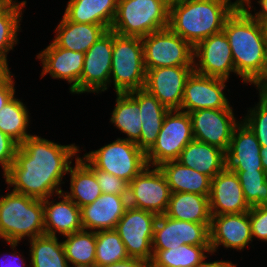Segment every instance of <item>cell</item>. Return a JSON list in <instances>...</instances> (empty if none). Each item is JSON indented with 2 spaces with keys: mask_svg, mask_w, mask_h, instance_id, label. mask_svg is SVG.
<instances>
[{
  "mask_svg": "<svg viewBox=\"0 0 267 267\" xmlns=\"http://www.w3.org/2000/svg\"><path fill=\"white\" fill-rule=\"evenodd\" d=\"M208 198L211 215L242 213L251 209L237 174L226 167L211 179Z\"/></svg>",
  "mask_w": 267,
  "mask_h": 267,
  "instance_id": "20",
  "label": "cell"
},
{
  "mask_svg": "<svg viewBox=\"0 0 267 267\" xmlns=\"http://www.w3.org/2000/svg\"><path fill=\"white\" fill-rule=\"evenodd\" d=\"M5 255H8V256H5L8 258L5 259L6 261L3 260L4 258L0 259L1 260L0 267H25L27 265L26 262L24 261V257H22V254H19V252L17 251H14L12 253L10 252V254L6 253ZM26 267H30V263H28Z\"/></svg>",
  "mask_w": 267,
  "mask_h": 267,
  "instance_id": "44",
  "label": "cell"
},
{
  "mask_svg": "<svg viewBox=\"0 0 267 267\" xmlns=\"http://www.w3.org/2000/svg\"><path fill=\"white\" fill-rule=\"evenodd\" d=\"M54 31L52 40L58 47L85 53L108 30L103 25L75 23L62 16Z\"/></svg>",
  "mask_w": 267,
  "mask_h": 267,
  "instance_id": "26",
  "label": "cell"
},
{
  "mask_svg": "<svg viewBox=\"0 0 267 267\" xmlns=\"http://www.w3.org/2000/svg\"><path fill=\"white\" fill-rule=\"evenodd\" d=\"M158 167L164 174L171 193L188 192L209 197L211 187L209 176L184 166L177 160L166 161Z\"/></svg>",
  "mask_w": 267,
  "mask_h": 267,
  "instance_id": "28",
  "label": "cell"
},
{
  "mask_svg": "<svg viewBox=\"0 0 267 267\" xmlns=\"http://www.w3.org/2000/svg\"><path fill=\"white\" fill-rule=\"evenodd\" d=\"M97 169L130 183L146 166V154L136 143L116 138L101 148L83 154Z\"/></svg>",
  "mask_w": 267,
  "mask_h": 267,
  "instance_id": "7",
  "label": "cell"
},
{
  "mask_svg": "<svg viewBox=\"0 0 267 267\" xmlns=\"http://www.w3.org/2000/svg\"><path fill=\"white\" fill-rule=\"evenodd\" d=\"M237 174L246 202L250 207L267 205V172L233 171Z\"/></svg>",
  "mask_w": 267,
  "mask_h": 267,
  "instance_id": "38",
  "label": "cell"
},
{
  "mask_svg": "<svg viewBox=\"0 0 267 267\" xmlns=\"http://www.w3.org/2000/svg\"><path fill=\"white\" fill-rule=\"evenodd\" d=\"M137 104L142 121L141 136L136 145L146 154L156 143L165 115L169 109L146 89L127 93Z\"/></svg>",
  "mask_w": 267,
  "mask_h": 267,
  "instance_id": "24",
  "label": "cell"
},
{
  "mask_svg": "<svg viewBox=\"0 0 267 267\" xmlns=\"http://www.w3.org/2000/svg\"><path fill=\"white\" fill-rule=\"evenodd\" d=\"M252 241L249 211L212 215L209 227L211 255L216 253L221 245L226 249L244 251Z\"/></svg>",
  "mask_w": 267,
  "mask_h": 267,
  "instance_id": "19",
  "label": "cell"
},
{
  "mask_svg": "<svg viewBox=\"0 0 267 267\" xmlns=\"http://www.w3.org/2000/svg\"><path fill=\"white\" fill-rule=\"evenodd\" d=\"M26 0H11L0 11V67L9 70L7 54L18 44V32L21 30L22 15Z\"/></svg>",
  "mask_w": 267,
  "mask_h": 267,
  "instance_id": "31",
  "label": "cell"
},
{
  "mask_svg": "<svg viewBox=\"0 0 267 267\" xmlns=\"http://www.w3.org/2000/svg\"><path fill=\"white\" fill-rule=\"evenodd\" d=\"M210 245L209 228L183 220L158 215L152 239V249L168 250L180 245Z\"/></svg>",
  "mask_w": 267,
  "mask_h": 267,
  "instance_id": "17",
  "label": "cell"
},
{
  "mask_svg": "<svg viewBox=\"0 0 267 267\" xmlns=\"http://www.w3.org/2000/svg\"><path fill=\"white\" fill-rule=\"evenodd\" d=\"M233 110L230 104L225 109H200L190 112L194 139L226 153L233 131L241 122L236 119Z\"/></svg>",
  "mask_w": 267,
  "mask_h": 267,
  "instance_id": "12",
  "label": "cell"
},
{
  "mask_svg": "<svg viewBox=\"0 0 267 267\" xmlns=\"http://www.w3.org/2000/svg\"><path fill=\"white\" fill-rule=\"evenodd\" d=\"M235 64L236 76L243 84L259 86L267 78V35L264 23L244 7H237L223 27Z\"/></svg>",
  "mask_w": 267,
  "mask_h": 267,
  "instance_id": "2",
  "label": "cell"
},
{
  "mask_svg": "<svg viewBox=\"0 0 267 267\" xmlns=\"http://www.w3.org/2000/svg\"><path fill=\"white\" fill-rule=\"evenodd\" d=\"M59 202L50 200L52 196L43 200L45 235L57 237L72 234L83 229L81 211L64 192L56 194Z\"/></svg>",
  "mask_w": 267,
  "mask_h": 267,
  "instance_id": "23",
  "label": "cell"
},
{
  "mask_svg": "<svg viewBox=\"0 0 267 267\" xmlns=\"http://www.w3.org/2000/svg\"><path fill=\"white\" fill-rule=\"evenodd\" d=\"M194 139L189 113L181 110H169L165 115L156 143L146 153L148 166L177 160L181 151Z\"/></svg>",
  "mask_w": 267,
  "mask_h": 267,
  "instance_id": "8",
  "label": "cell"
},
{
  "mask_svg": "<svg viewBox=\"0 0 267 267\" xmlns=\"http://www.w3.org/2000/svg\"><path fill=\"white\" fill-rule=\"evenodd\" d=\"M252 1L250 0L244 8L259 22L264 23L267 20V0H258L257 3L261 7L258 12L254 11L255 13L252 12V8L256 10L255 7H252Z\"/></svg>",
  "mask_w": 267,
  "mask_h": 267,
  "instance_id": "45",
  "label": "cell"
},
{
  "mask_svg": "<svg viewBox=\"0 0 267 267\" xmlns=\"http://www.w3.org/2000/svg\"><path fill=\"white\" fill-rule=\"evenodd\" d=\"M169 3L175 2V1H179V0H168Z\"/></svg>",
  "mask_w": 267,
  "mask_h": 267,
  "instance_id": "54",
  "label": "cell"
},
{
  "mask_svg": "<svg viewBox=\"0 0 267 267\" xmlns=\"http://www.w3.org/2000/svg\"><path fill=\"white\" fill-rule=\"evenodd\" d=\"M232 1V0H231ZM250 0H236L233 1L238 7H244Z\"/></svg>",
  "mask_w": 267,
  "mask_h": 267,
  "instance_id": "49",
  "label": "cell"
},
{
  "mask_svg": "<svg viewBox=\"0 0 267 267\" xmlns=\"http://www.w3.org/2000/svg\"><path fill=\"white\" fill-rule=\"evenodd\" d=\"M118 0H69L63 16L75 23L103 25L110 30Z\"/></svg>",
  "mask_w": 267,
  "mask_h": 267,
  "instance_id": "27",
  "label": "cell"
},
{
  "mask_svg": "<svg viewBox=\"0 0 267 267\" xmlns=\"http://www.w3.org/2000/svg\"><path fill=\"white\" fill-rule=\"evenodd\" d=\"M146 72L142 39L122 36L113 31L110 87L114 85L115 93L143 89Z\"/></svg>",
  "mask_w": 267,
  "mask_h": 267,
  "instance_id": "6",
  "label": "cell"
},
{
  "mask_svg": "<svg viewBox=\"0 0 267 267\" xmlns=\"http://www.w3.org/2000/svg\"><path fill=\"white\" fill-rule=\"evenodd\" d=\"M9 70H3L0 73V110L15 96L14 75Z\"/></svg>",
  "mask_w": 267,
  "mask_h": 267,
  "instance_id": "43",
  "label": "cell"
},
{
  "mask_svg": "<svg viewBox=\"0 0 267 267\" xmlns=\"http://www.w3.org/2000/svg\"><path fill=\"white\" fill-rule=\"evenodd\" d=\"M152 250L149 267H198L211 253L210 245L184 244L168 250Z\"/></svg>",
  "mask_w": 267,
  "mask_h": 267,
  "instance_id": "32",
  "label": "cell"
},
{
  "mask_svg": "<svg viewBox=\"0 0 267 267\" xmlns=\"http://www.w3.org/2000/svg\"><path fill=\"white\" fill-rule=\"evenodd\" d=\"M259 92V102L241 120L255 134L260 146H267V97Z\"/></svg>",
  "mask_w": 267,
  "mask_h": 267,
  "instance_id": "39",
  "label": "cell"
},
{
  "mask_svg": "<svg viewBox=\"0 0 267 267\" xmlns=\"http://www.w3.org/2000/svg\"><path fill=\"white\" fill-rule=\"evenodd\" d=\"M81 159L94 171L102 193L128 197L129 183L117 176L97 169L84 155Z\"/></svg>",
  "mask_w": 267,
  "mask_h": 267,
  "instance_id": "40",
  "label": "cell"
},
{
  "mask_svg": "<svg viewBox=\"0 0 267 267\" xmlns=\"http://www.w3.org/2000/svg\"><path fill=\"white\" fill-rule=\"evenodd\" d=\"M58 237L42 235L28 240L30 267H69L62 241Z\"/></svg>",
  "mask_w": 267,
  "mask_h": 267,
  "instance_id": "35",
  "label": "cell"
},
{
  "mask_svg": "<svg viewBox=\"0 0 267 267\" xmlns=\"http://www.w3.org/2000/svg\"><path fill=\"white\" fill-rule=\"evenodd\" d=\"M11 0H0V11L10 2Z\"/></svg>",
  "mask_w": 267,
  "mask_h": 267,
  "instance_id": "51",
  "label": "cell"
},
{
  "mask_svg": "<svg viewBox=\"0 0 267 267\" xmlns=\"http://www.w3.org/2000/svg\"><path fill=\"white\" fill-rule=\"evenodd\" d=\"M265 30H266V35H267V20L264 22Z\"/></svg>",
  "mask_w": 267,
  "mask_h": 267,
  "instance_id": "52",
  "label": "cell"
},
{
  "mask_svg": "<svg viewBox=\"0 0 267 267\" xmlns=\"http://www.w3.org/2000/svg\"><path fill=\"white\" fill-rule=\"evenodd\" d=\"M113 31L108 30L86 52L80 77V94L101 93L110 86Z\"/></svg>",
  "mask_w": 267,
  "mask_h": 267,
  "instance_id": "13",
  "label": "cell"
},
{
  "mask_svg": "<svg viewBox=\"0 0 267 267\" xmlns=\"http://www.w3.org/2000/svg\"><path fill=\"white\" fill-rule=\"evenodd\" d=\"M70 192L63 191L79 208L93 203L101 194L94 171L79 156L68 171Z\"/></svg>",
  "mask_w": 267,
  "mask_h": 267,
  "instance_id": "30",
  "label": "cell"
},
{
  "mask_svg": "<svg viewBox=\"0 0 267 267\" xmlns=\"http://www.w3.org/2000/svg\"><path fill=\"white\" fill-rule=\"evenodd\" d=\"M158 215L128 206L117 223L118 232L131 258H139L150 263L153 257L152 239Z\"/></svg>",
  "mask_w": 267,
  "mask_h": 267,
  "instance_id": "10",
  "label": "cell"
},
{
  "mask_svg": "<svg viewBox=\"0 0 267 267\" xmlns=\"http://www.w3.org/2000/svg\"><path fill=\"white\" fill-rule=\"evenodd\" d=\"M63 237L69 266H95L96 232L82 229Z\"/></svg>",
  "mask_w": 267,
  "mask_h": 267,
  "instance_id": "36",
  "label": "cell"
},
{
  "mask_svg": "<svg viewBox=\"0 0 267 267\" xmlns=\"http://www.w3.org/2000/svg\"><path fill=\"white\" fill-rule=\"evenodd\" d=\"M146 70L170 66H193L194 48L169 27L142 37Z\"/></svg>",
  "mask_w": 267,
  "mask_h": 267,
  "instance_id": "9",
  "label": "cell"
},
{
  "mask_svg": "<svg viewBox=\"0 0 267 267\" xmlns=\"http://www.w3.org/2000/svg\"><path fill=\"white\" fill-rule=\"evenodd\" d=\"M193 68L199 74L226 80L230 73L236 74L229 40L224 31L205 38L194 47Z\"/></svg>",
  "mask_w": 267,
  "mask_h": 267,
  "instance_id": "14",
  "label": "cell"
},
{
  "mask_svg": "<svg viewBox=\"0 0 267 267\" xmlns=\"http://www.w3.org/2000/svg\"><path fill=\"white\" fill-rule=\"evenodd\" d=\"M177 161L211 179L226 167V156L223 150L195 139L181 151Z\"/></svg>",
  "mask_w": 267,
  "mask_h": 267,
  "instance_id": "25",
  "label": "cell"
},
{
  "mask_svg": "<svg viewBox=\"0 0 267 267\" xmlns=\"http://www.w3.org/2000/svg\"><path fill=\"white\" fill-rule=\"evenodd\" d=\"M165 215L172 219L205 224L209 228L212 217L209 198L188 192L171 193Z\"/></svg>",
  "mask_w": 267,
  "mask_h": 267,
  "instance_id": "29",
  "label": "cell"
},
{
  "mask_svg": "<svg viewBox=\"0 0 267 267\" xmlns=\"http://www.w3.org/2000/svg\"><path fill=\"white\" fill-rule=\"evenodd\" d=\"M228 80L210 77L193 71L185 84L180 110L225 109L230 103L225 95Z\"/></svg>",
  "mask_w": 267,
  "mask_h": 267,
  "instance_id": "15",
  "label": "cell"
},
{
  "mask_svg": "<svg viewBox=\"0 0 267 267\" xmlns=\"http://www.w3.org/2000/svg\"><path fill=\"white\" fill-rule=\"evenodd\" d=\"M18 144L0 130V167L3 174L14 162Z\"/></svg>",
  "mask_w": 267,
  "mask_h": 267,
  "instance_id": "42",
  "label": "cell"
},
{
  "mask_svg": "<svg viewBox=\"0 0 267 267\" xmlns=\"http://www.w3.org/2000/svg\"><path fill=\"white\" fill-rule=\"evenodd\" d=\"M42 235H45L43 200L13 191L0 195V239L12 251L23 238L31 240Z\"/></svg>",
  "mask_w": 267,
  "mask_h": 267,
  "instance_id": "4",
  "label": "cell"
},
{
  "mask_svg": "<svg viewBox=\"0 0 267 267\" xmlns=\"http://www.w3.org/2000/svg\"><path fill=\"white\" fill-rule=\"evenodd\" d=\"M116 104L111 113L110 122L122 133L126 134L124 139L136 143L141 136L142 121L140 110L136 102L127 93H116Z\"/></svg>",
  "mask_w": 267,
  "mask_h": 267,
  "instance_id": "33",
  "label": "cell"
},
{
  "mask_svg": "<svg viewBox=\"0 0 267 267\" xmlns=\"http://www.w3.org/2000/svg\"><path fill=\"white\" fill-rule=\"evenodd\" d=\"M260 92H267V78L257 89Z\"/></svg>",
  "mask_w": 267,
  "mask_h": 267,
  "instance_id": "50",
  "label": "cell"
},
{
  "mask_svg": "<svg viewBox=\"0 0 267 267\" xmlns=\"http://www.w3.org/2000/svg\"><path fill=\"white\" fill-rule=\"evenodd\" d=\"M69 267H96V266H69Z\"/></svg>",
  "mask_w": 267,
  "mask_h": 267,
  "instance_id": "53",
  "label": "cell"
},
{
  "mask_svg": "<svg viewBox=\"0 0 267 267\" xmlns=\"http://www.w3.org/2000/svg\"><path fill=\"white\" fill-rule=\"evenodd\" d=\"M261 163L263 165V170L267 172V146H261L260 149Z\"/></svg>",
  "mask_w": 267,
  "mask_h": 267,
  "instance_id": "48",
  "label": "cell"
},
{
  "mask_svg": "<svg viewBox=\"0 0 267 267\" xmlns=\"http://www.w3.org/2000/svg\"><path fill=\"white\" fill-rule=\"evenodd\" d=\"M238 6L231 0H179L169 4V28L193 48L223 31L226 19Z\"/></svg>",
  "mask_w": 267,
  "mask_h": 267,
  "instance_id": "3",
  "label": "cell"
},
{
  "mask_svg": "<svg viewBox=\"0 0 267 267\" xmlns=\"http://www.w3.org/2000/svg\"><path fill=\"white\" fill-rule=\"evenodd\" d=\"M128 206V197L102 193L93 203L80 208L83 229H115Z\"/></svg>",
  "mask_w": 267,
  "mask_h": 267,
  "instance_id": "22",
  "label": "cell"
},
{
  "mask_svg": "<svg viewBox=\"0 0 267 267\" xmlns=\"http://www.w3.org/2000/svg\"><path fill=\"white\" fill-rule=\"evenodd\" d=\"M252 239L267 242V205L251 207L249 210Z\"/></svg>",
  "mask_w": 267,
  "mask_h": 267,
  "instance_id": "41",
  "label": "cell"
},
{
  "mask_svg": "<svg viewBox=\"0 0 267 267\" xmlns=\"http://www.w3.org/2000/svg\"><path fill=\"white\" fill-rule=\"evenodd\" d=\"M144 89L169 110H180L185 84L193 66H170L146 70Z\"/></svg>",
  "mask_w": 267,
  "mask_h": 267,
  "instance_id": "16",
  "label": "cell"
},
{
  "mask_svg": "<svg viewBox=\"0 0 267 267\" xmlns=\"http://www.w3.org/2000/svg\"><path fill=\"white\" fill-rule=\"evenodd\" d=\"M75 143L61 145L36 134L18 146L14 162L3 174L7 189L38 200L63 192V178L79 156Z\"/></svg>",
  "mask_w": 267,
  "mask_h": 267,
  "instance_id": "1",
  "label": "cell"
},
{
  "mask_svg": "<svg viewBox=\"0 0 267 267\" xmlns=\"http://www.w3.org/2000/svg\"><path fill=\"white\" fill-rule=\"evenodd\" d=\"M198 267H237V264H233V262L229 260H216L212 262H207V260L205 259V261Z\"/></svg>",
  "mask_w": 267,
  "mask_h": 267,
  "instance_id": "47",
  "label": "cell"
},
{
  "mask_svg": "<svg viewBox=\"0 0 267 267\" xmlns=\"http://www.w3.org/2000/svg\"><path fill=\"white\" fill-rule=\"evenodd\" d=\"M85 53L58 47L53 41L40 53L41 79L50 74L53 79L65 80L70 84L71 94H80V77L83 71Z\"/></svg>",
  "mask_w": 267,
  "mask_h": 267,
  "instance_id": "18",
  "label": "cell"
},
{
  "mask_svg": "<svg viewBox=\"0 0 267 267\" xmlns=\"http://www.w3.org/2000/svg\"><path fill=\"white\" fill-rule=\"evenodd\" d=\"M30 115L26 105L14 96L0 110V130L21 145L32 136L27 130L30 126ZM28 132V133H27Z\"/></svg>",
  "mask_w": 267,
  "mask_h": 267,
  "instance_id": "34",
  "label": "cell"
},
{
  "mask_svg": "<svg viewBox=\"0 0 267 267\" xmlns=\"http://www.w3.org/2000/svg\"><path fill=\"white\" fill-rule=\"evenodd\" d=\"M261 146L251 129L241 120L235 127L226 156V168L231 171L263 170Z\"/></svg>",
  "mask_w": 267,
  "mask_h": 267,
  "instance_id": "21",
  "label": "cell"
},
{
  "mask_svg": "<svg viewBox=\"0 0 267 267\" xmlns=\"http://www.w3.org/2000/svg\"><path fill=\"white\" fill-rule=\"evenodd\" d=\"M128 258L125 245L115 229L96 232V267L113 264Z\"/></svg>",
  "mask_w": 267,
  "mask_h": 267,
  "instance_id": "37",
  "label": "cell"
},
{
  "mask_svg": "<svg viewBox=\"0 0 267 267\" xmlns=\"http://www.w3.org/2000/svg\"><path fill=\"white\" fill-rule=\"evenodd\" d=\"M170 196V187L158 166L147 165L129 183L128 205L134 208L164 215Z\"/></svg>",
  "mask_w": 267,
  "mask_h": 267,
  "instance_id": "11",
  "label": "cell"
},
{
  "mask_svg": "<svg viewBox=\"0 0 267 267\" xmlns=\"http://www.w3.org/2000/svg\"><path fill=\"white\" fill-rule=\"evenodd\" d=\"M264 96L267 97V92H261Z\"/></svg>",
  "mask_w": 267,
  "mask_h": 267,
  "instance_id": "55",
  "label": "cell"
},
{
  "mask_svg": "<svg viewBox=\"0 0 267 267\" xmlns=\"http://www.w3.org/2000/svg\"><path fill=\"white\" fill-rule=\"evenodd\" d=\"M101 267H149V263L139 258L129 257L126 260L116 262L109 265H104Z\"/></svg>",
  "mask_w": 267,
  "mask_h": 267,
  "instance_id": "46",
  "label": "cell"
},
{
  "mask_svg": "<svg viewBox=\"0 0 267 267\" xmlns=\"http://www.w3.org/2000/svg\"><path fill=\"white\" fill-rule=\"evenodd\" d=\"M168 0H118L110 30L130 37H145L169 26Z\"/></svg>",
  "mask_w": 267,
  "mask_h": 267,
  "instance_id": "5",
  "label": "cell"
}]
</instances>
